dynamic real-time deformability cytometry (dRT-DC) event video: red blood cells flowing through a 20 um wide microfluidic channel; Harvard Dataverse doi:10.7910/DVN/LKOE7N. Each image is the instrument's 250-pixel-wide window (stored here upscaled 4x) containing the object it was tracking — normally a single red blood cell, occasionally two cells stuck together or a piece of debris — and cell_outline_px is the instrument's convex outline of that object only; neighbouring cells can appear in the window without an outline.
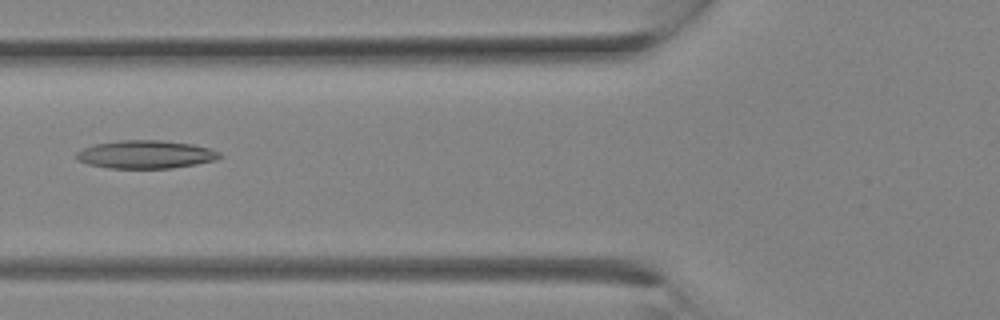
{"species": "Egyptian fruit bat (a non-hibernating species)", "species_latin": "Rousettus aegyptiacus", "temperature_condition": "room temperature", "stored_images_in_passage": 4, "camera_frame_rate_fps": 3000, "um_per_image_px": 0.085, "animal": {"sex": "female"}, "frame": {"image": 1, "passage_image": 3, "time_ms": 0.667, "image_size_px": [1000, 320], "cell_outline_px": [[224, 156], [216, 160], [196, 164], [172, 168], [108, 168], [88, 164], [76, 160], [76, 152], [92, 144], [120, 140], [160, 140], [192, 144], [208, 148], [220, 152]], "centroid_in_image_um": [12.37, 13.12], "position_along_channel_um": 113.4, "area_um2": 23.58}}